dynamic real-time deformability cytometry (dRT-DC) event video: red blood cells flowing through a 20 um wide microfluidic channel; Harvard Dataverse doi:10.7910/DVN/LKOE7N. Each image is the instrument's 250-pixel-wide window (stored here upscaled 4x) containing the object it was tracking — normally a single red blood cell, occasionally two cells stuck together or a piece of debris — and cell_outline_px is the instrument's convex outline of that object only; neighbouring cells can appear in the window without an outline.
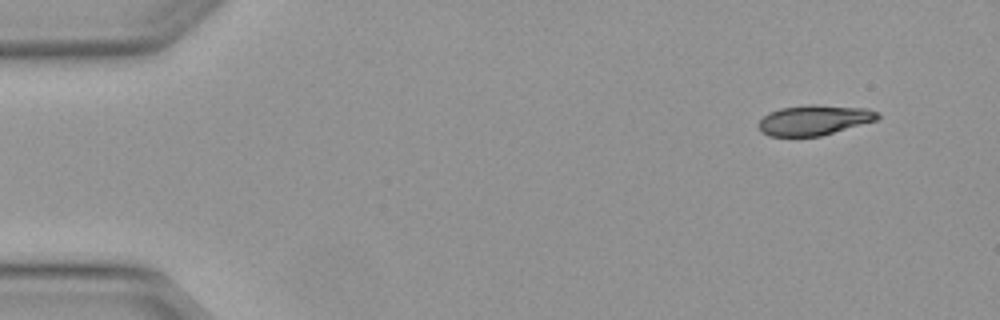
{"species": "Egyptian fruit bat (a non-hibernating species)", "species_latin": "Rousettus aegyptiacus", "temperature_condition": "warm", "stored_images_in_passage": 4, "camera_frame_rate_fps": 3000, "um_per_image_px": 0.085, "animal": {"sex": "female"}, "frame": {"image": 1, "passage_image": 1, "time_ms": 0.0, "image_size_px": [1000, 320], "cell_outline_px": [[880, 116], [876, 120], [820, 136], [768, 136], [756, 124], [768, 112], [780, 108], [812, 104], [868, 108], [876, 112]], "centroid_in_image_um": [69.18, 10.2], "position_along_channel_um": 15.8, "area_um2": 20.75}}